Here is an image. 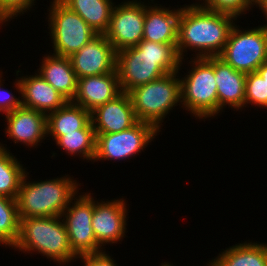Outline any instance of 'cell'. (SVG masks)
<instances>
[{"instance_id": "1", "label": "cell", "mask_w": 267, "mask_h": 266, "mask_svg": "<svg viewBox=\"0 0 267 266\" xmlns=\"http://www.w3.org/2000/svg\"><path fill=\"white\" fill-rule=\"evenodd\" d=\"M199 3V4H198ZM183 5L178 21L177 52L183 61L184 53L195 50V57H216L226 45L235 17L206 9L200 2Z\"/></svg>"}, {"instance_id": "2", "label": "cell", "mask_w": 267, "mask_h": 266, "mask_svg": "<svg viewBox=\"0 0 267 266\" xmlns=\"http://www.w3.org/2000/svg\"><path fill=\"white\" fill-rule=\"evenodd\" d=\"M176 45L141 40L134 47L118 51L116 70L122 92L128 93L165 74L180 71L183 63Z\"/></svg>"}, {"instance_id": "3", "label": "cell", "mask_w": 267, "mask_h": 266, "mask_svg": "<svg viewBox=\"0 0 267 266\" xmlns=\"http://www.w3.org/2000/svg\"><path fill=\"white\" fill-rule=\"evenodd\" d=\"M12 248L24 253H40L59 265L78 258L71 249L61 216L20 217L18 238Z\"/></svg>"}, {"instance_id": "4", "label": "cell", "mask_w": 267, "mask_h": 266, "mask_svg": "<svg viewBox=\"0 0 267 266\" xmlns=\"http://www.w3.org/2000/svg\"><path fill=\"white\" fill-rule=\"evenodd\" d=\"M28 174L21 180L16 199L19 217L61 216L79 191L80 184L69 175L30 182Z\"/></svg>"}, {"instance_id": "5", "label": "cell", "mask_w": 267, "mask_h": 266, "mask_svg": "<svg viewBox=\"0 0 267 266\" xmlns=\"http://www.w3.org/2000/svg\"><path fill=\"white\" fill-rule=\"evenodd\" d=\"M179 71L165 74L128 92L138 121L152 125L158 132L165 116L181 103ZM177 77V78H176Z\"/></svg>"}, {"instance_id": "6", "label": "cell", "mask_w": 267, "mask_h": 266, "mask_svg": "<svg viewBox=\"0 0 267 266\" xmlns=\"http://www.w3.org/2000/svg\"><path fill=\"white\" fill-rule=\"evenodd\" d=\"M194 58V59H193ZM191 70L181 77V105L195 118L218 115L217 85L214 65L205 57H193ZM204 117V118H203Z\"/></svg>"}, {"instance_id": "7", "label": "cell", "mask_w": 267, "mask_h": 266, "mask_svg": "<svg viewBox=\"0 0 267 266\" xmlns=\"http://www.w3.org/2000/svg\"><path fill=\"white\" fill-rule=\"evenodd\" d=\"M48 23L53 54L69 57L97 35L82 17L60 0L50 2Z\"/></svg>"}, {"instance_id": "8", "label": "cell", "mask_w": 267, "mask_h": 266, "mask_svg": "<svg viewBox=\"0 0 267 266\" xmlns=\"http://www.w3.org/2000/svg\"><path fill=\"white\" fill-rule=\"evenodd\" d=\"M218 57L237 71H257L267 61V26L242 30L234 24Z\"/></svg>"}, {"instance_id": "9", "label": "cell", "mask_w": 267, "mask_h": 266, "mask_svg": "<svg viewBox=\"0 0 267 266\" xmlns=\"http://www.w3.org/2000/svg\"><path fill=\"white\" fill-rule=\"evenodd\" d=\"M159 133L152 125L138 121L117 133H95V157L99 160H126L141 153Z\"/></svg>"}, {"instance_id": "10", "label": "cell", "mask_w": 267, "mask_h": 266, "mask_svg": "<svg viewBox=\"0 0 267 266\" xmlns=\"http://www.w3.org/2000/svg\"><path fill=\"white\" fill-rule=\"evenodd\" d=\"M73 200L61 214L73 253L80 257L104 251L97 243L92 228L94 198L91 193L77 194Z\"/></svg>"}, {"instance_id": "11", "label": "cell", "mask_w": 267, "mask_h": 266, "mask_svg": "<svg viewBox=\"0 0 267 266\" xmlns=\"http://www.w3.org/2000/svg\"><path fill=\"white\" fill-rule=\"evenodd\" d=\"M145 4L129 0L115 5L105 37L116 52L136 46L143 39Z\"/></svg>"}, {"instance_id": "12", "label": "cell", "mask_w": 267, "mask_h": 266, "mask_svg": "<svg viewBox=\"0 0 267 266\" xmlns=\"http://www.w3.org/2000/svg\"><path fill=\"white\" fill-rule=\"evenodd\" d=\"M68 58L77 79L117 72V52L104 34H97Z\"/></svg>"}, {"instance_id": "13", "label": "cell", "mask_w": 267, "mask_h": 266, "mask_svg": "<svg viewBox=\"0 0 267 266\" xmlns=\"http://www.w3.org/2000/svg\"><path fill=\"white\" fill-rule=\"evenodd\" d=\"M124 201V199L106 202L94 200L92 228L101 247L117 243L126 236L128 210Z\"/></svg>"}, {"instance_id": "14", "label": "cell", "mask_w": 267, "mask_h": 266, "mask_svg": "<svg viewBox=\"0 0 267 266\" xmlns=\"http://www.w3.org/2000/svg\"><path fill=\"white\" fill-rule=\"evenodd\" d=\"M16 91L21 95L22 106L48 115L67 100L50 85L38 72L35 75L19 77L14 82Z\"/></svg>"}, {"instance_id": "15", "label": "cell", "mask_w": 267, "mask_h": 266, "mask_svg": "<svg viewBox=\"0 0 267 266\" xmlns=\"http://www.w3.org/2000/svg\"><path fill=\"white\" fill-rule=\"evenodd\" d=\"M91 122L95 133H117L134 126L138 119L129 94L122 92L95 108L91 112Z\"/></svg>"}, {"instance_id": "16", "label": "cell", "mask_w": 267, "mask_h": 266, "mask_svg": "<svg viewBox=\"0 0 267 266\" xmlns=\"http://www.w3.org/2000/svg\"><path fill=\"white\" fill-rule=\"evenodd\" d=\"M5 134L15 144L38 146L47 136V115L34 109L20 107L5 115ZM42 140V141H41ZM39 143V144H38Z\"/></svg>"}, {"instance_id": "17", "label": "cell", "mask_w": 267, "mask_h": 266, "mask_svg": "<svg viewBox=\"0 0 267 266\" xmlns=\"http://www.w3.org/2000/svg\"><path fill=\"white\" fill-rule=\"evenodd\" d=\"M122 93L117 72L77 79V91L72 102L92 112Z\"/></svg>"}, {"instance_id": "18", "label": "cell", "mask_w": 267, "mask_h": 266, "mask_svg": "<svg viewBox=\"0 0 267 266\" xmlns=\"http://www.w3.org/2000/svg\"><path fill=\"white\" fill-rule=\"evenodd\" d=\"M214 65L217 85L218 113L228 107L244 108L246 73L235 70L218 56L206 57Z\"/></svg>"}, {"instance_id": "19", "label": "cell", "mask_w": 267, "mask_h": 266, "mask_svg": "<svg viewBox=\"0 0 267 266\" xmlns=\"http://www.w3.org/2000/svg\"><path fill=\"white\" fill-rule=\"evenodd\" d=\"M157 4L145 5L143 39L157 43L178 42V21L181 7L172 9Z\"/></svg>"}, {"instance_id": "20", "label": "cell", "mask_w": 267, "mask_h": 266, "mask_svg": "<svg viewBox=\"0 0 267 266\" xmlns=\"http://www.w3.org/2000/svg\"><path fill=\"white\" fill-rule=\"evenodd\" d=\"M38 73L67 101L73 100L77 91V77L68 57L45 55Z\"/></svg>"}, {"instance_id": "21", "label": "cell", "mask_w": 267, "mask_h": 266, "mask_svg": "<svg viewBox=\"0 0 267 266\" xmlns=\"http://www.w3.org/2000/svg\"><path fill=\"white\" fill-rule=\"evenodd\" d=\"M91 122V112L67 101L58 110L47 115V135L57 140L66 133L84 129Z\"/></svg>"}, {"instance_id": "22", "label": "cell", "mask_w": 267, "mask_h": 266, "mask_svg": "<svg viewBox=\"0 0 267 266\" xmlns=\"http://www.w3.org/2000/svg\"><path fill=\"white\" fill-rule=\"evenodd\" d=\"M76 12L97 34H104L109 27L113 0H60Z\"/></svg>"}, {"instance_id": "23", "label": "cell", "mask_w": 267, "mask_h": 266, "mask_svg": "<svg viewBox=\"0 0 267 266\" xmlns=\"http://www.w3.org/2000/svg\"><path fill=\"white\" fill-rule=\"evenodd\" d=\"M215 266H267V244L238 243L212 260Z\"/></svg>"}, {"instance_id": "24", "label": "cell", "mask_w": 267, "mask_h": 266, "mask_svg": "<svg viewBox=\"0 0 267 266\" xmlns=\"http://www.w3.org/2000/svg\"><path fill=\"white\" fill-rule=\"evenodd\" d=\"M0 143V195L17 199L26 168Z\"/></svg>"}, {"instance_id": "25", "label": "cell", "mask_w": 267, "mask_h": 266, "mask_svg": "<svg viewBox=\"0 0 267 266\" xmlns=\"http://www.w3.org/2000/svg\"><path fill=\"white\" fill-rule=\"evenodd\" d=\"M55 142L57 146L65 150L68 155L71 154L70 156L76 154L83 157V160L91 161H93L95 157L96 135L92 122L84 129L60 136Z\"/></svg>"}, {"instance_id": "26", "label": "cell", "mask_w": 267, "mask_h": 266, "mask_svg": "<svg viewBox=\"0 0 267 266\" xmlns=\"http://www.w3.org/2000/svg\"><path fill=\"white\" fill-rule=\"evenodd\" d=\"M17 200L0 195V244L13 247L19 234Z\"/></svg>"}, {"instance_id": "27", "label": "cell", "mask_w": 267, "mask_h": 266, "mask_svg": "<svg viewBox=\"0 0 267 266\" xmlns=\"http://www.w3.org/2000/svg\"><path fill=\"white\" fill-rule=\"evenodd\" d=\"M247 104L267 108V83L257 71L246 74L244 107Z\"/></svg>"}, {"instance_id": "28", "label": "cell", "mask_w": 267, "mask_h": 266, "mask_svg": "<svg viewBox=\"0 0 267 266\" xmlns=\"http://www.w3.org/2000/svg\"><path fill=\"white\" fill-rule=\"evenodd\" d=\"M255 0H204L200 4L202 7L219 13H224L235 17L236 19L242 15L250 7H254Z\"/></svg>"}, {"instance_id": "29", "label": "cell", "mask_w": 267, "mask_h": 266, "mask_svg": "<svg viewBox=\"0 0 267 266\" xmlns=\"http://www.w3.org/2000/svg\"><path fill=\"white\" fill-rule=\"evenodd\" d=\"M35 0H0V25L31 9ZM22 13V14H21Z\"/></svg>"}, {"instance_id": "30", "label": "cell", "mask_w": 267, "mask_h": 266, "mask_svg": "<svg viewBox=\"0 0 267 266\" xmlns=\"http://www.w3.org/2000/svg\"><path fill=\"white\" fill-rule=\"evenodd\" d=\"M1 75L2 72L0 71V112L6 115L8 113L13 112L17 108L22 107V99H20V96L17 98L13 95V93L8 90H3V88L1 87L3 86V81H1Z\"/></svg>"}, {"instance_id": "31", "label": "cell", "mask_w": 267, "mask_h": 266, "mask_svg": "<svg viewBox=\"0 0 267 266\" xmlns=\"http://www.w3.org/2000/svg\"><path fill=\"white\" fill-rule=\"evenodd\" d=\"M106 251L80 256L84 266H117L115 260Z\"/></svg>"}, {"instance_id": "32", "label": "cell", "mask_w": 267, "mask_h": 266, "mask_svg": "<svg viewBox=\"0 0 267 266\" xmlns=\"http://www.w3.org/2000/svg\"><path fill=\"white\" fill-rule=\"evenodd\" d=\"M255 6L261 8L262 13L265 14L266 21H267V0H255ZM267 26V24H265Z\"/></svg>"}, {"instance_id": "33", "label": "cell", "mask_w": 267, "mask_h": 266, "mask_svg": "<svg viewBox=\"0 0 267 266\" xmlns=\"http://www.w3.org/2000/svg\"><path fill=\"white\" fill-rule=\"evenodd\" d=\"M257 72L261 75V77L267 83V61L259 66V68L257 69Z\"/></svg>"}, {"instance_id": "34", "label": "cell", "mask_w": 267, "mask_h": 266, "mask_svg": "<svg viewBox=\"0 0 267 266\" xmlns=\"http://www.w3.org/2000/svg\"><path fill=\"white\" fill-rule=\"evenodd\" d=\"M161 266H173V265L169 264L168 262H167V264H166V262H164V263H161Z\"/></svg>"}, {"instance_id": "35", "label": "cell", "mask_w": 267, "mask_h": 266, "mask_svg": "<svg viewBox=\"0 0 267 266\" xmlns=\"http://www.w3.org/2000/svg\"><path fill=\"white\" fill-rule=\"evenodd\" d=\"M207 265L208 266H215V264L212 262V260Z\"/></svg>"}]
</instances>
